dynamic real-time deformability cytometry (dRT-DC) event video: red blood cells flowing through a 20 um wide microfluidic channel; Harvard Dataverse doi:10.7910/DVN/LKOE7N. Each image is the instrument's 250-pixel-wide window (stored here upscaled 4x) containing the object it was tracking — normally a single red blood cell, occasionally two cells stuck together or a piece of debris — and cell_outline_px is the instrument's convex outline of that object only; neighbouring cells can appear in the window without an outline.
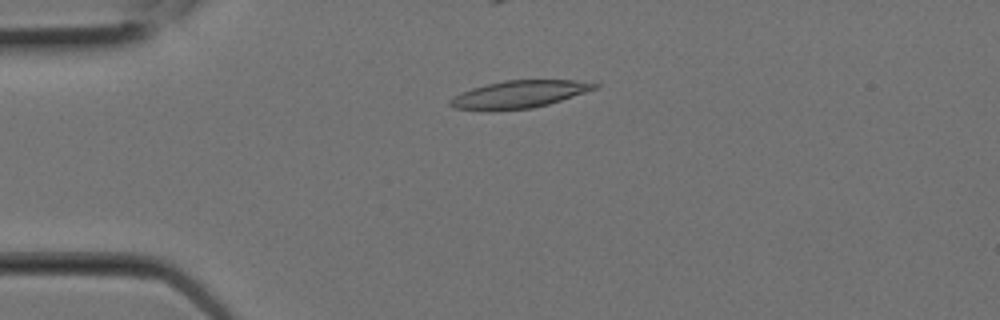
{"species": "Egyptian fruit bat (a non-hibernating species)", "species_latin": "Rousettus aegyptiacus", "temperature_condition": "room temperature", "stored_images_in_passage": 12, "camera_frame_rate_fps": 3000, "um_per_image_px": 0.085, "animal": {"sex": "female"}, "frame": {"image": 1, "passage_image": 1, "time_ms": 0.0, "image_size_px": [1000, 320], "cell_outline_px": [[600, 88], [548, 104], [532, 108], [456, 108], [448, 104], [448, 100], [452, 96], [472, 88], [504, 80], [576, 80], [600, 84]], "centroid_in_image_um": [44.22, 7.97], "position_along_channel_um": 40.8, "area_um2": 22.37}}
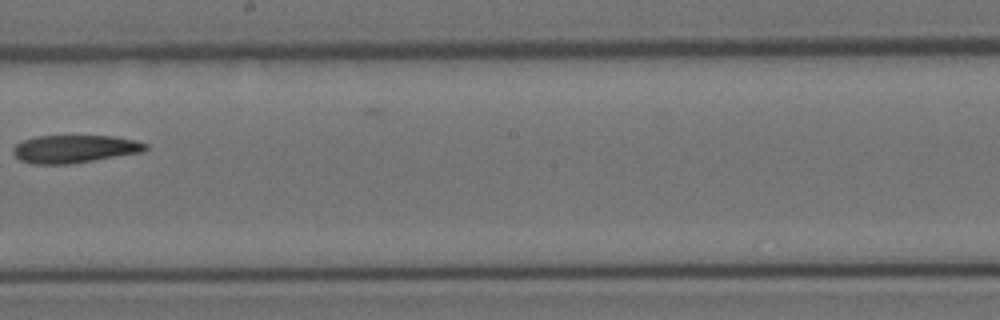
{"frame": {"image": 2, "passage_image": 8, "time_ms": 2.333, "image_size_px": [1000, 320], "cell_outline_px": [[148, 148], [144, 152], [72, 164], [32, 164], [20, 160], [12, 152], [12, 148], [16, 144], [24, 140], [36, 136], [112, 136], [136, 140], [148, 144]], "centroid_in_image_um": [6.36, 12.66], "position_along_channel_um": 241.8, "area_um2": 21.68}}
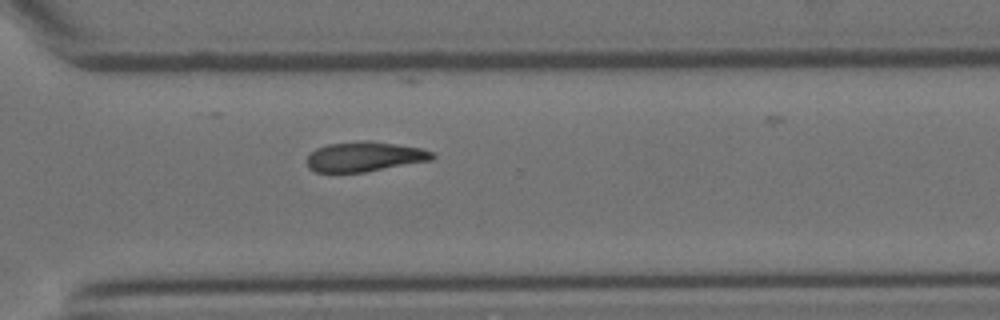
{"frame": {"image": 3, "passage_image": 11, "time_ms": 3.333, "image_size_px": [1000, 320], "cell_outline_px": [[436, 156], [432, 160], [364, 172], [316, 172], [308, 168], [308, 156], [316, 148], [328, 144], [392, 144], [420, 148], [432, 152]], "centroid_in_image_um": [30.99, 13.37], "position_along_channel_um": 339.6, "area_um2": 20.58}}